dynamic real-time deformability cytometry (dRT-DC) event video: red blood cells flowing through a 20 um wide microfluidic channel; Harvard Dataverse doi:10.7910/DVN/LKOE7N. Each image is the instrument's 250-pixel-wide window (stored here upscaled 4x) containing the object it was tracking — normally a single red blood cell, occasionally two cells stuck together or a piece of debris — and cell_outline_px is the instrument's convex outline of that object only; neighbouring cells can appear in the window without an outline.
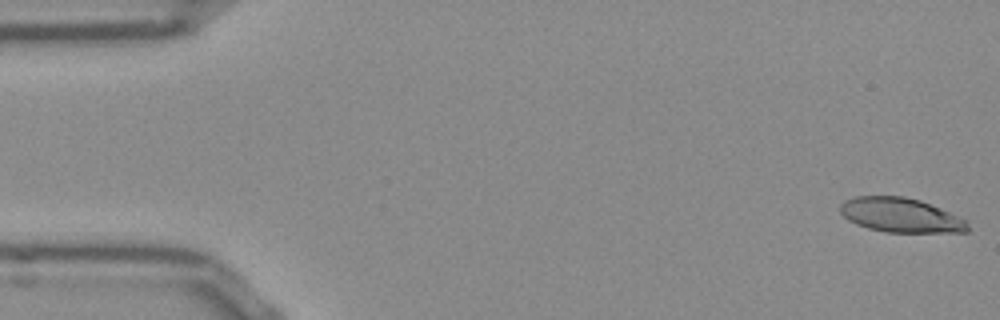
{"species": "Egyptian fruit bat (a non-hibernating species)", "species_latin": "Rousettus aegyptiacus", "temperature_condition": "room temperature", "stored_images_in_passage": 52, "camera_frame_rate_fps": 3000, "um_per_image_px": 0.085, "frame": {"image": 1, "passage_image": 1, "time_ms": 0.0, "image_size_px": [1000, 320], "cell_outline_px": [[968, 232], [884, 232], [868, 228], [856, 224], [848, 220], [840, 212], [840, 204], [844, 200], [856, 196], [904, 196], [920, 200], [968, 220]], "centroid_in_image_um": [76.55, 18.29], "position_along_channel_um": 8.5, "area_um2": 25.61}}
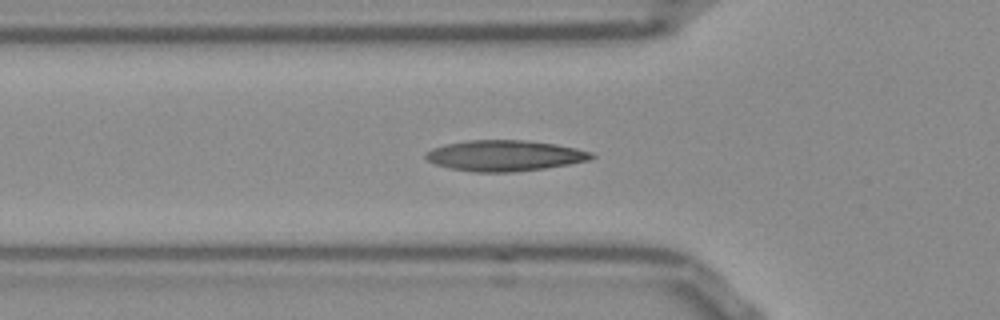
{"frame": {"image": 2, "passage_image": 17, "time_ms": 5.333, "image_size_px": [1000, 320], "cell_outline_px": [[596, 156], [588, 160], [568, 164], [544, 168], [512, 172], [472, 172], [452, 168], [436, 164], [428, 160], [424, 156], [432, 148], [444, 144], [468, 140], [524, 140], [556, 144], [576, 148], [592, 152]], "centroid_in_image_um": [42.9, 13.22], "position_along_channel_um": 82.9, "area_um2": 29.59}}
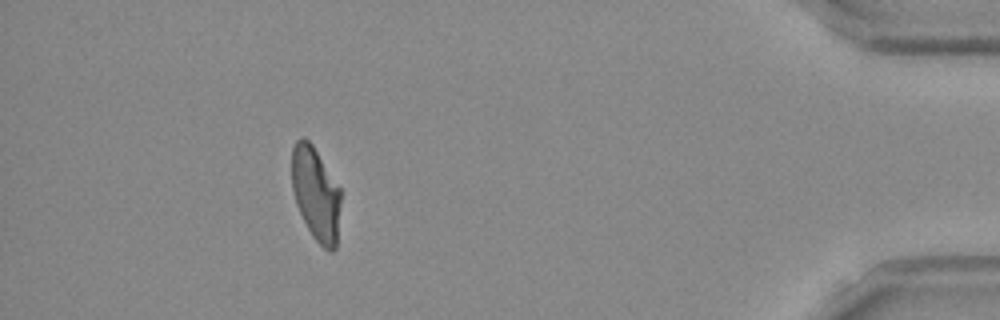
{"frame": {"image": 3, "passage_image": 47, "time_ms": 15.333, "image_size_px": [1000, 320], "cell_outline_px": [[340, 204], [336, 248], [332, 252], [328, 252], [312, 236], [296, 204], [292, 188], [292, 148], [296, 140], [300, 136], [304, 136], [312, 144], [340, 188]], "centroid_in_image_um": [26.83, 16.46], "position_along_channel_um": 408.4, "area_um2": 26.59}, "authors_computed_cell_mechanics": {"area_um2": 27.5128, "velocity_mm_per_s": 3.8473, "shape_relaxation_time_tau1_ms": null, "shape_relaxation_time_tau2_ms": 1.7538, "deformation_change_tau1": null, "deformation_change_tau2": 0.0978}}